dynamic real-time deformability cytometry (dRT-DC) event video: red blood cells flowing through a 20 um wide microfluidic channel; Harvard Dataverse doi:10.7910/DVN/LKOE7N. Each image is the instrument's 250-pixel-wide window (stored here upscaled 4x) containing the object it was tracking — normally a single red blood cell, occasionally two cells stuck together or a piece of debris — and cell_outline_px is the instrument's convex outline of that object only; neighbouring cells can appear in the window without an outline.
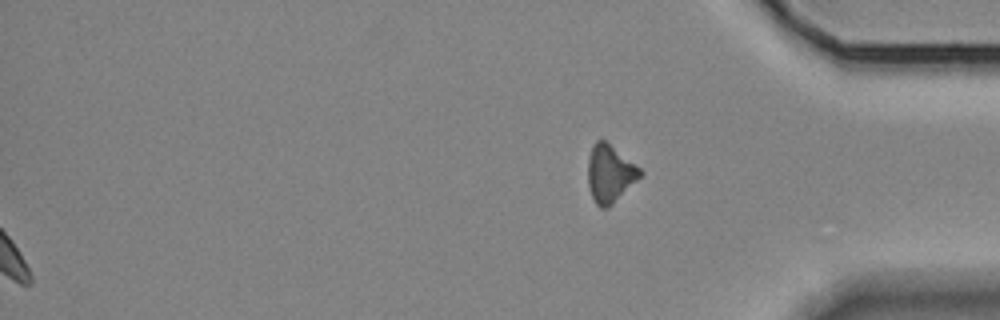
{"species": "Egyptian fruit bat (a non-hibernating species)", "species_latin": "Rousettus aegyptiacus", "temperature_condition": "room temperature", "stored_images_in_passage": 37, "segment_of_instrument_passage": [2, 2], "camera_frame_rate_fps": 3000, "um_per_image_px": 0.085, "animal": {"sex": "female"}, "frame": {"image": 1, "passage_image": 37, "time_ms": 12.0, "image_size_px": [1000, 320], "cell_outline_px": [[644, 172], [608, 208], [600, 208], [596, 204], [592, 196], [588, 184], [588, 156], [592, 144], [596, 140], [604, 140], [640, 168]], "centroid_in_image_um": [51.8, 14.75], "position_along_channel_um": 383.4, "area_um2": 17.17}}